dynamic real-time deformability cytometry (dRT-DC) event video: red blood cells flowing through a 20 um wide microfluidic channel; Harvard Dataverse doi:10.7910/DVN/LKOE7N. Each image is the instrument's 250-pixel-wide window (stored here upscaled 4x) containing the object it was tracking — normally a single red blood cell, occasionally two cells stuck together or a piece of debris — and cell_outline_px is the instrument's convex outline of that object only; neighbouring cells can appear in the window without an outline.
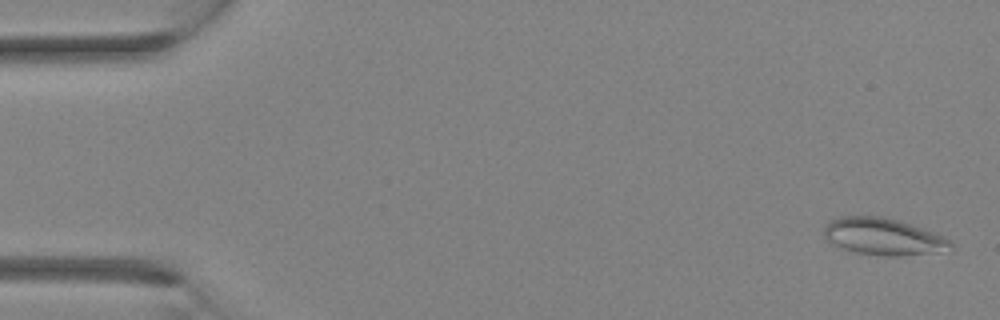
{"species": "Egyptian fruit bat (a non-hibernating species)", "species_latin": "Rousettus aegyptiacus", "temperature_condition": "room temperature", "stored_images_in_passage": 32, "camera_frame_rate_fps": 3000, "um_per_image_px": 0.085, "animal": {"sex": "female"}, "frame": {"image": 1, "passage_image": 1, "time_ms": 0.0, "image_size_px": [1000, 320], "cell_outline_px": [[952, 248], [936, 252], [900, 256], [880, 256], [856, 252], [832, 244], [824, 236], [824, 228], [832, 220], [840, 216], [888, 216], [944, 236], [952, 244]], "centroid_in_image_um": [75.07, 20.1], "position_along_channel_um": 9.9, "area_um2": 27.11}}
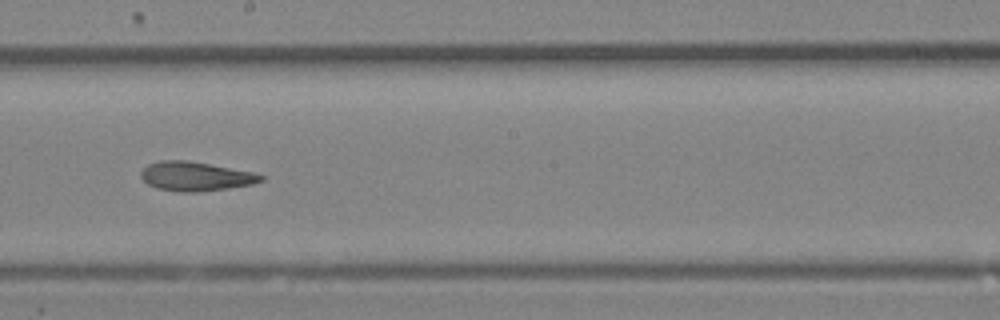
{"frame": {"image": 2, "passage_image": 18, "time_ms": 5.667, "image_size_px": [1000, 320], "cell_outline_px": [[264, 180], [252, 184], [228, 188], [200, 192], [180, 192], [156, 188], [148, 184], [140, 176], [140, 172], [148, 164], [160, 160], [188, 160], [252, 172], [264, 176]], "centroid_in_image_um": [16.6, 14.99], "position_along_channel_um": 231.6, "area_um2": 20.35}}
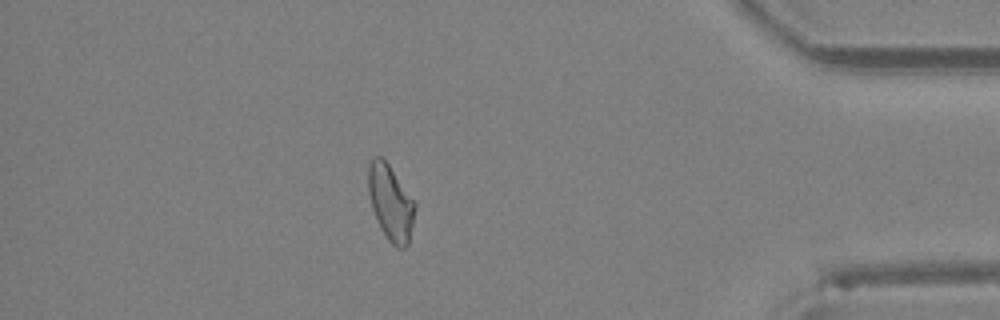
{"frame": {"image": 3, "passage_image": 28, "time_ms": 9.0, "image_size_px": [1000, 320], "cell_outline_px": [[416, 208], [408, 244], [404, 248], [396, 248], [388, 240], [380, 228], [372, 208], [368, 192], [368, 164], [372, 156], [380, 156], [388, 164], [416, 204]], "centroid_in_image_um": [33.18, 17.23], "position_along_channel_um": 402.0, "area_um2": 20.4}}